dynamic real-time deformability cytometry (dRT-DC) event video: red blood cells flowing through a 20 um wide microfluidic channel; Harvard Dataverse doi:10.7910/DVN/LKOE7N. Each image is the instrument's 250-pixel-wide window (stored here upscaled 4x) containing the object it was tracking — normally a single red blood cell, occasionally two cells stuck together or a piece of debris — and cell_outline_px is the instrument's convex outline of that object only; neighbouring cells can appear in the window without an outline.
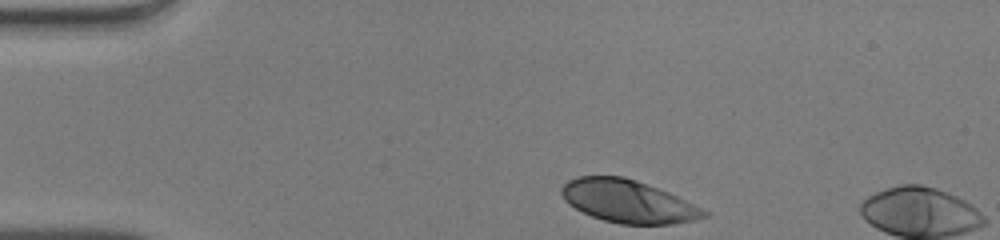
{"species": "human", "species_latin": "Homo sapiens", "temperature_condition": "warm", "stored_images_in_passage": 5, "camera_frame_rate_fps": 3000, "um_per_image_px": 0.085, "donor": {"sex": "male"}, "frame": {"image": 1, "passage_image": 1, "time_ms": 0.0, "image_size_px": [1000, 240], "cell_outline_px": [[712, 212], [708, 216], [692, 220], [672, 224], [620, 224], [604, 220], [592, 216], [568, 204], [564, 200], [560, 192], [560, 188], [568, 180], [576, 176], [624, 176], [636, 180], [668, 192]], "centroid_in_image_um": [53.38, 17.11], "position_along_channel_um": 31.6, "area_um2": 35.49}}